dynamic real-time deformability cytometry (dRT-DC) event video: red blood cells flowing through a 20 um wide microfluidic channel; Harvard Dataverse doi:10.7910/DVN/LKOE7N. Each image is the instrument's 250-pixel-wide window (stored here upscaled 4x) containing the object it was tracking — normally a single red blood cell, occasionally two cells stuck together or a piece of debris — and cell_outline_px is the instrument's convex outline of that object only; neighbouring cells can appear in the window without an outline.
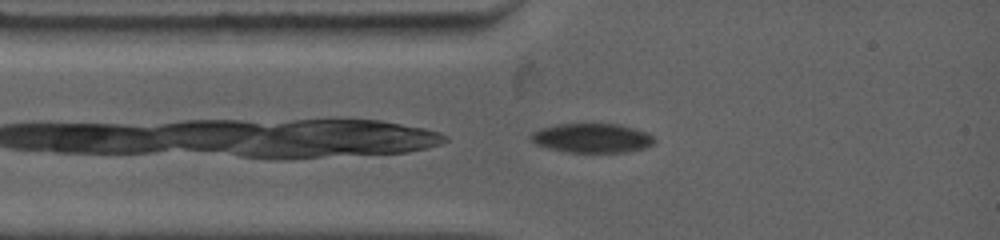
{"species": "common noctule bat (a hibernating species)", "species_latin": "Nyctalus noctula", "temperature_condition": "warm", "stored_images_in_passage": 37, "camera_frame_rate_fps": 4500, "um_per_image_px": 0.085, "animal": {"sex": "female", "body_mass_g": 19.0, "forearm_length_mm": 53.3}, "frame": {"image": 1, "passage_image": 1, "time_ms": 0.0, "image_size_px": [1000, 240], "cell_outline_px": [[656, 140], [652, 144], [644, 148], [624, 152], [568, 152], [548, 148], [536, 144], [528, 136], [532, 132], [540, 128], [556, 124], [620, 124], [648, 132]], "centroid_in_image_um": [50.31, 11.73], "position_along_channel_um": 34.7, "area_um2": 21.1}}
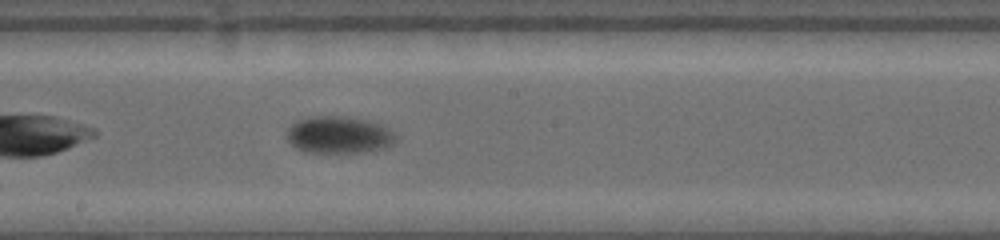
{"frame": {"image": 2, "passage_image": 16, "time_ms": 5.111, "image_size_px": [1000, 240], "cell_outline_px": [[396, 140], [392, 144], [384, 148], [360, 152], [308, 152], [296, 148], [288, 140], [288, 128], [296, 120], [308, 116], [340, 116], [368, 120], [380, 124], [396, 132]], "centroid_in_image_um": [28.82, 11.45], "position_along_channel_um": 219.4, "area_um2": 23.52}}
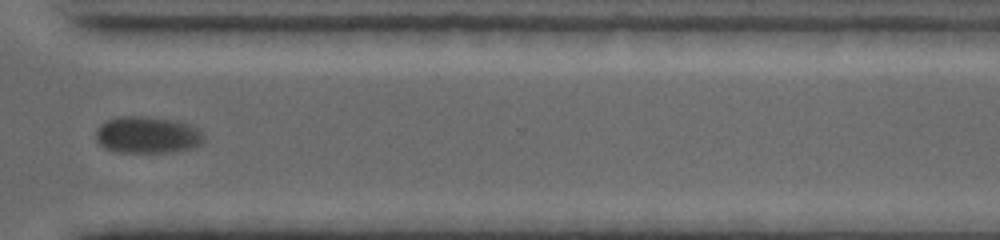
{"frame": {"image": 3, "passage_image": 27, "time_ms": 8.889, "image_size_px": [1000, 240], "cell_outline_px": [[204, 140], [200, 144], [192, 148], [172, 152], [120, 152], [104, 148], [96, 140], [96, 132], [100, 124], [108, 120], [120, 116], [148, 116], [176, 120], [192, 124], [204, 136]], "centroid_in_image_um": [12.54, 11.46], "position_along_channel_um": 358.1, "area_um2": 23.29}, "authors_computed_cell_mechanics": {"area_um2": 23.0622, "velocity_mm_per_s": 3.6564, "shape_relaxation_time_tau1_ms": 3.7451, "shape_relaxation_time_tau2_ms": null, "deformation_change_tau1": 0.105, "deformation_change_tau2": null}}